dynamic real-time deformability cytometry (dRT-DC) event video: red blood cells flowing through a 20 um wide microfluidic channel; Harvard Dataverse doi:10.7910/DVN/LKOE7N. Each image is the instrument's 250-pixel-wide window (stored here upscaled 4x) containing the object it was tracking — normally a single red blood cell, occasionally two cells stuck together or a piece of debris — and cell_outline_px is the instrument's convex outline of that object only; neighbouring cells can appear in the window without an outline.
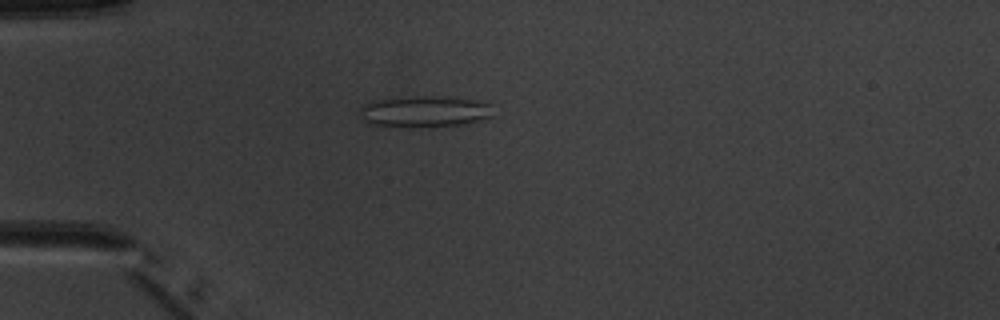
{"species": "common noctule bat (a hibernating species)", "species_latin": "Nyctalus noctula", "temperature_condition": "warm", "stored_images_in_passage": 6, "camera_frame_rate_fps": 3000, "um_per_image_px": 0.085, "animal": {"sex": "male", "body_mass_g": 20.1, "forearm_length_mm": 53.5}, "frame": {"image": 1, "passage_image": 5, "time_ms": 4.667, "image_size_px": [1000, 320], "cell_outline_px": [[492, 116], [480, 120], [464, 124], [428, 128], [408, 128], [368, 124], [360, 116], [360, 108], [364, 104], [376, 100], [408, 96], [456, 96], [488, 100], [492, 104]], "centroid_in_image_um": [36.17, 9.47], "position_along_channel_um": 48.8, "area_um2": 25.49}}